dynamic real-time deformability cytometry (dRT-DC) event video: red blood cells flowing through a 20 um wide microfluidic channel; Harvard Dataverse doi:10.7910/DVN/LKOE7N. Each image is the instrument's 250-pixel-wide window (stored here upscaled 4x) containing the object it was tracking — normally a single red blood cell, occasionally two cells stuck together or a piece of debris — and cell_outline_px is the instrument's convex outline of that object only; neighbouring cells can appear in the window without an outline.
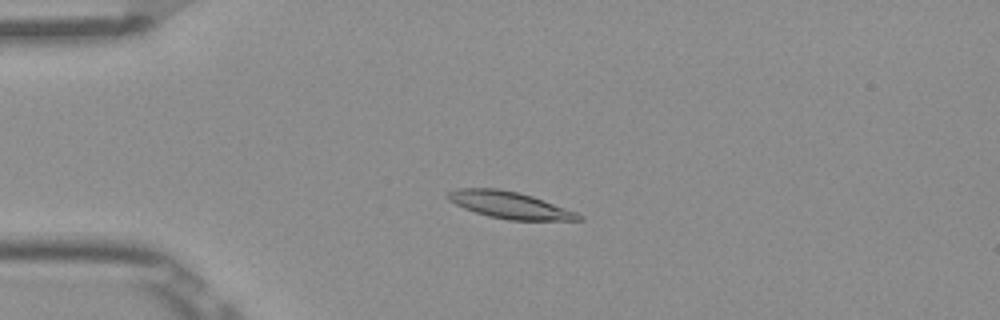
{"species": "Egyptian fruit bat (a non-hibernating species)", "species_latin": "Rousettus aegyptiacus", "temperature_condition": "room temperature", "stored_images_in_passage": 54, "camera_frame_rate_fps": 3000, "um_per_image_px": 0.085, "frame": {"image": 1, "passage_image": 14, "time_ms": 4.333, "image_size_px": [1000, 320], "cell_outline_px": [[584, 220], [508, 220], [488, 216], [464, 208], [448, 200], [444, 196], [448, 192], [456, 188], [500, 188], [532, 196], [576, 212], [584, 216]], "centroid_in_image_um": [43.29, 17.42], "position_along_channel_um": 41.7, "area_um2": 20.4}}
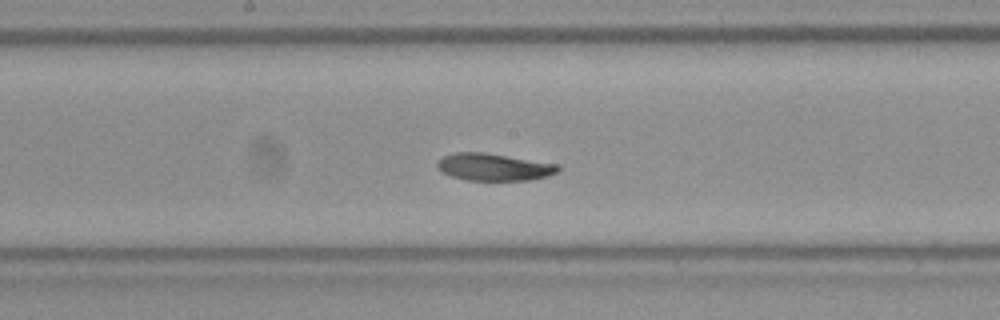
{"frame": {"image": 2, "passage_image": 29, "time_ms": 9.333, "image_size_px": [1000, 320], "cell_outline_px": [[560, 168], [556, 172], [548, 176], [528, 180], [468, 180], [452, 176], [440, 172], [436, 164], [436, 160], [444, 156], [456, 152], [484, 152], [560, 164]], "centroid_in_image_um": [41.96, 14.19], "position_along_channel_um": 206.2, "area_um2": 19.25}}
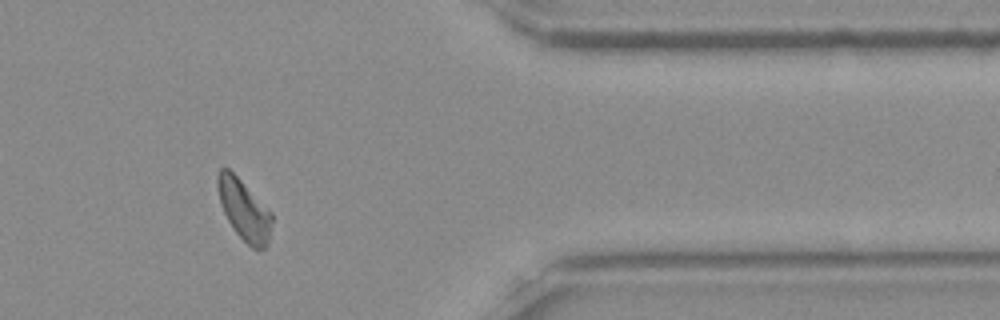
{"frame": {"image": 3, "passage_image": 45, "time_ms": 14.667, "image_size_px": [1000, 320], "cell_outline_px": [[272, 220], [268, 244], [264, 248], [256, 252], [232, 228], [220, 204], [216, 188], [216, 176], [220, 168], [228, 168], [272, 212]], "centroid_in_image_um": [20.73, 17.85], "position_along_channel_um": 390.7, "area_um2": 19.19}, "authors_computed_cell_mechanics": {"area_um2": 19.7098, "velocity_mm_per_s": 3.8559, "shape_relaxation_time_tau1_ms": 3.4671, "shape_relaxation_time_tau2_ms": 4.6527, "deformation_change_tau1": 0.1236, "deformation_change_tau2": 0.1108}}